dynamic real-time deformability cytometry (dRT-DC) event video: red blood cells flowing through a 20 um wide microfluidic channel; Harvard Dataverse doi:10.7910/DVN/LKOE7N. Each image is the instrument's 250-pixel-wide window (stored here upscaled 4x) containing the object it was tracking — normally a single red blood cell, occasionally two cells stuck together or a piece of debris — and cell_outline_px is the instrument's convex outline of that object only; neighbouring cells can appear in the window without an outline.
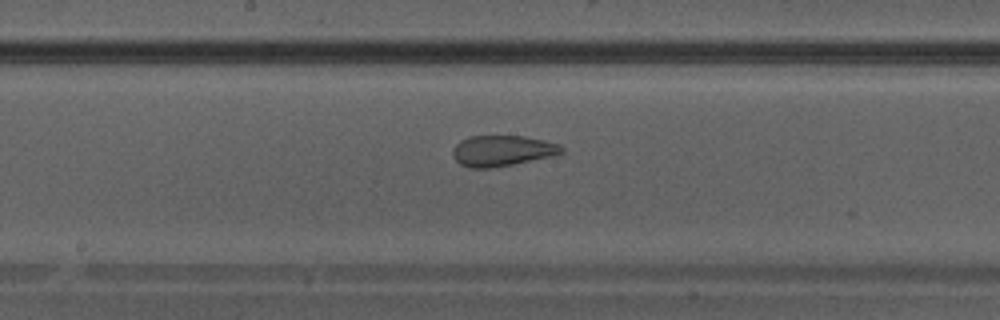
{"species": "Egyptian fruit bat (a non-hibernating species)", "species_latin": "Rousettus aegyptiacus", "temperature_condition": "warm", "stored_images_in_passage": 28, "camera_frame_rate_fps": 3000, "um_per_image_px": 0.085, "animal": {"sex": "male"}, "frame": {"image": 1, "passage_image": 12, "time_ms": 3.667, "image_size_px": [1000, 320], "cell_outline_px": [[564, 152], [548, 156], [512, 164], [492, 168], [468, 168], [460, 164], [452, 156], [452, 148], [460, 140], [468, 136], [524, 136], [560, 144], [564, 148]], "centroid_in_image_um": [42.62, 12.81], "position_along_channel_um": 205.6, "area_um2": 19.42}}
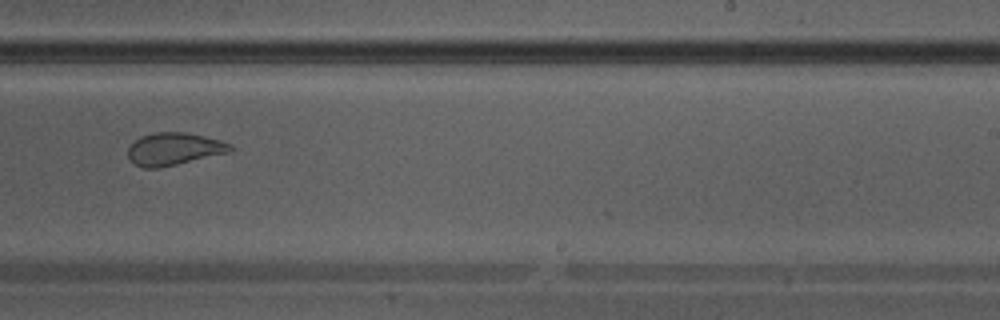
{"frame": {"image": 2, "passage_image": 16, "time_ms": 5.0, "image_size_px": [1000, 320], "cell_outline_px": [[236, 148], [232, 152], [160, 168], [144, 168], [136, 164], [128, 156], [128, 148], [140, 136], [156, 132], [184, 132], [204, 136], [220, 140], [232, 144]], "centroid_in_image_um": [14.85, 12.66], "position_along_channel_um": 274.1, "area_um2": 19.48}}